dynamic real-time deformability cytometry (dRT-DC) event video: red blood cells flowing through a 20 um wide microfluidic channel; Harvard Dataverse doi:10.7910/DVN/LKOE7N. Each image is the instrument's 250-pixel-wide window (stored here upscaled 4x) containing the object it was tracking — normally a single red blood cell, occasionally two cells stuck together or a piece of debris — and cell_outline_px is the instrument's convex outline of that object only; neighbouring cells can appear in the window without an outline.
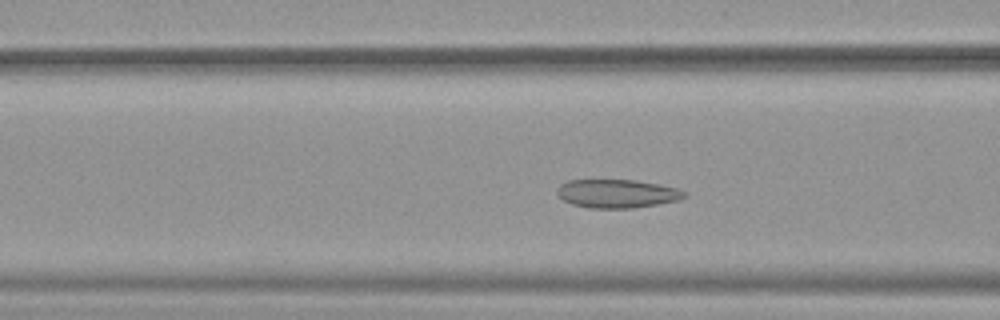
{"species": "common noctule bat (a hibernating species)", "species_latin": "Nyctalus noctula", "temperature_condition": "warm", "stored_images_in_passage": 47, "camera_frame_rate_fps": 3000, "um_per_image_px": 0.085, "animal": {"sex": "female", "body_mass_g": 19.9}, "frame": {"image": 1, "passage_image": 16, "time_ms": 5.0, "image_size_px": [1000, 320], "cell_outline_px": [[688, 196], [680, 200], [632, 208], [588, 208], [572, 204], [564, 200], [556, 192], [556, 188], [560, 184], [568, 180], [636, 180], [660, 184], [676, 188], [688, 192]], "centroid_in_image_um": [52.47, 16.45], "position_along_channel_um": 114.1, "area_um2": 21.27}}
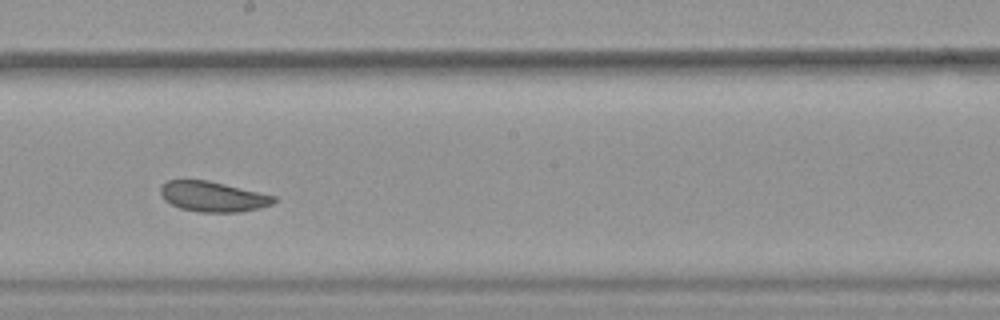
{"frame": {"image": 2, "passage_image": 25, "time_ms": 8.0, "image_size_px": [1000, 320], "cell_outline_px": [[276, 200], [272, 204], [260, 208], [240, 212], [200, 212], [180, 208], [164, 200], [160, 192], [160, 188], [168, 180], [208, 180], [276, 196]], "centroid_in_image_um": [18.11, 16.71], "position_along_channel_um": 230.1, "area_um2": 19.88}}
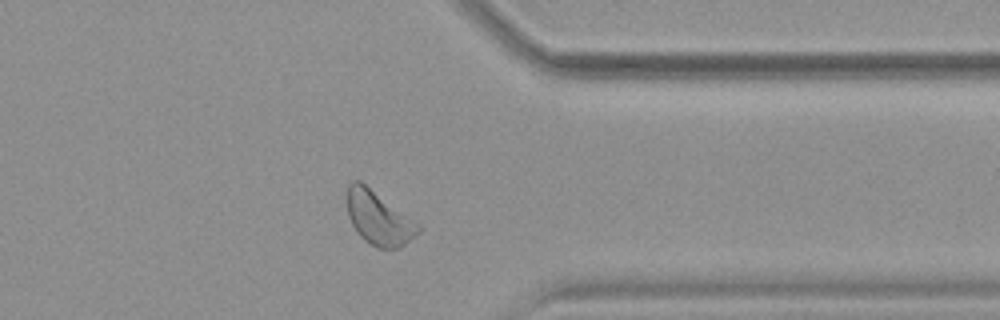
{"frame": {"image": 3, "passage_image": 37, "time_ms": 12.0, "image_size_px": [1000, 320], "cell_outline_px": [[420, 232], [416, 236], [400, 248], [376, 248], [364, 240], [356, 232], [348, 216], [348, 184], [352, 180], [360, 180], [420, 224]], "centroid_in_image_um": [32.2, 18.55], "position_along_channel_um": 379.2, "area_um2": 22.25}, "authors_computed_cell_mechanics": {"area_um2": 22.253, "velocity_mm_per_s": 3.8822, "shape_relaxation_time_tau1_ms": null, "shape_relaxation_time_tau2_ms": 3.3296, "deformation_change_tau1": null, "deformation_change_tau2": 0.0681}}